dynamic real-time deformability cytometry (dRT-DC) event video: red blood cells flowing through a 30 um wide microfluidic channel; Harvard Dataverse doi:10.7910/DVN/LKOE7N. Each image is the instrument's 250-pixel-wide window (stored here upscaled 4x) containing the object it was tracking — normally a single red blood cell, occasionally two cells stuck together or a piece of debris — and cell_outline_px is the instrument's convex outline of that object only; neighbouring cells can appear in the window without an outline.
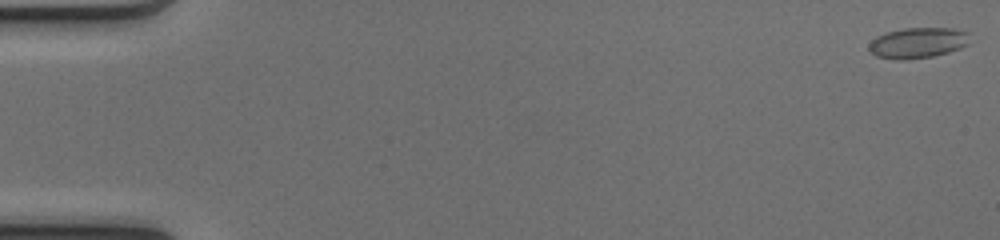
{"species": "common noctule bat (a hibernating species)", "species_latin": "Nyctalus noctula", "temperature_condition": "cold", "stored_images_in_passage": 51, "camera_frame_rate_fps": 3000, "um_per_image_px": 0.085, "animal": {"sex": "female", "body_mass_g": 17.0, "forearm_length_mm": 48.0}, "frame": {"image": 1, "passage_image": 1, "time_ms": 0.0, "image_size_px": [1000, 240], "cell_outline_px": [[968, 44], [960, 48], [948, 52], [932, 56], [908, 60], [896, 60], [876, 56], [868, 52], [868, 44], [876, 36], [888, 32], [904, 28], [952, 28], [968, 32]], "centroid_in_image_um": [77.96, 3.65], "position_along_channel_um": 7.0, "area_um2": 18.09}}
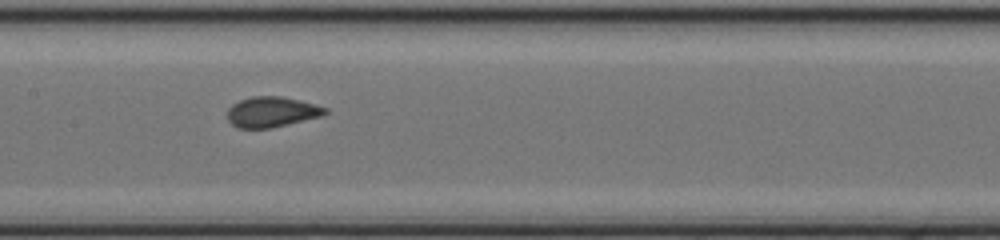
{"frame": {"image": 2, "passage_image": 26, "time_ms": 8.333, "image_size_px": [1000, 240], "cell_outline_px": [[328, 112], [324, 116], [272, 128], [236, 128], [228, 120], [228, 108], [232, 104], [240, 100], [252, 96], [280, 96], [300, 100], [316, 104], [328, 108]], "centroid_in_image_um": [23.13, 9.52], "position_along_channel_um": 184.3, "area_um2": 17.57}}
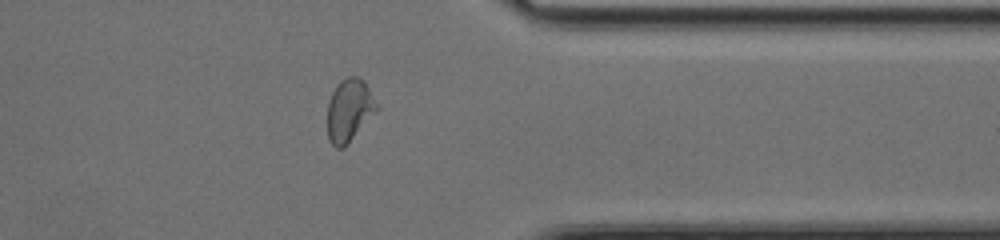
{"frame": {"image": 3, "passage_image": 41, "time_ms": 13.333, "image_size_px": [1000, 240], "cell_outline_px": [[380, 108], [348, 144], [344, 148], [336, 148], [328, 140], [328, 100], [336, 84], [340, 80], [348, 76], [360, 76], [364, 80]], "centroid_in_image_um": [29.7, 9.36], "position_along_channel_um": 381.7, "area_um2": 18.32}, "authors_computed_cell_mechanics": {"area_um2": 17.9758, "velocity_mm_per_s": 4.1255, "shape_relaxation_time_tau1_ms": 6.7865, "shape_relaxation_time_tau2_ms": 0.6875, "deformation_change_tau1": 0.1496, "deformation_change_tau2": 0.0528}}